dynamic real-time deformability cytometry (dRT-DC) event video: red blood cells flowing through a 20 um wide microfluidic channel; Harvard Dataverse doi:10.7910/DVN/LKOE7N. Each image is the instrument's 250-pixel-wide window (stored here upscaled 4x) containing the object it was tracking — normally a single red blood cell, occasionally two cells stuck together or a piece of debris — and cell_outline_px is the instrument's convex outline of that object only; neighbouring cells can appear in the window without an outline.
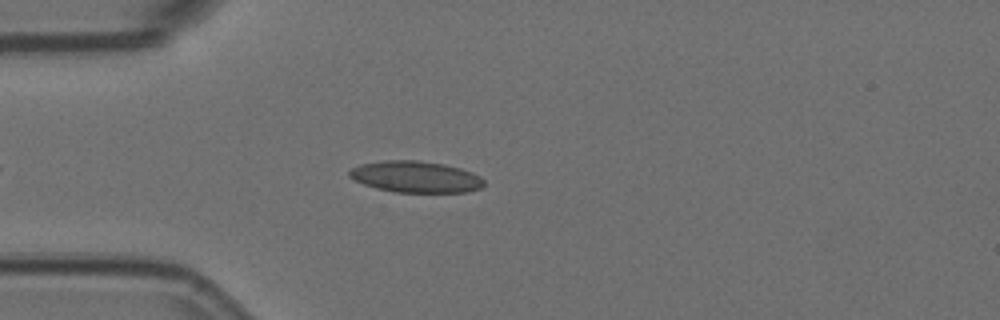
{"species": "Egyptian fruit bat (a non-hibernating species)", "species_latin": "Rousettus aegyptiacus", "temperature_condition": "room temperature", "stored_images_in_passage": 6, "camera_frame_rate_fps": 3000, "um_per_image_px": 0.085, "animal": {"sex": "female"}, "frame": {"image": 1, "passage_image": 5, "time_ms": 1.333, "image_size_px": [1000, 320], "cell_outline_px": [[484, 184], [480, 188], [464, 192], [396, 192], [376, 188], [364, 184], [348, 176], [348, 172], [352, 168], [360, 164], [384, 160], [420, 160], [444, 164], [460, 168], [472, 172], [480, 176], [484, 180]], "centroid_in_image_um": [35.33, 15.02], "position_along_channel_um": 49.7, "area_um2": 24.62}}